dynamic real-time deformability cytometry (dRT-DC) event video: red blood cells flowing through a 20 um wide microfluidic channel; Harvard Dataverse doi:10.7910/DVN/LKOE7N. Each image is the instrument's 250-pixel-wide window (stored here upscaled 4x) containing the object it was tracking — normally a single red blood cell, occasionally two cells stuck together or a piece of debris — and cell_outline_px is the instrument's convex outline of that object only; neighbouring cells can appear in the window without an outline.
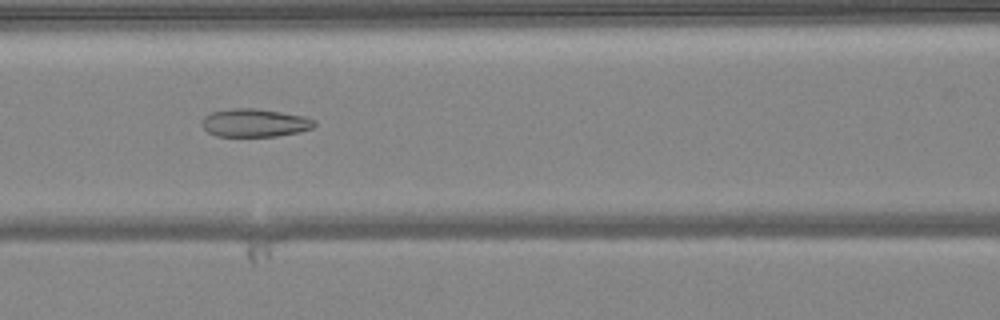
{"species": "common noctule bat (a hibernating species)", "species_latin": "Nyctalus noctula", "temperature_condition": "warm", "stored_images_in_passage": 50, "camera_frame_rate_fps": 3000, "um_per_image_px": 0.085, "animal": {"sex": "female", "body_mass_g": 24.6, "forearm_length_mm": 56.2}, "frame": {"image": 1, "passage_image": 22, "time_ms": 7.0, "image_size_px": [1000, 320], "cell_outline_px": [[316, 124], [312, 128], [300, 132], [276, 136], [216, 136], [208, 132], [200, 124], [200, 120], [204, 116], [212, 112], [232, 108], [256, 108], [304, 116], [316, 120]], "centroid_in_image_um": [21.63, 10.44], "position_along_channel_um": 145.0, "area_um2": 18.55}}
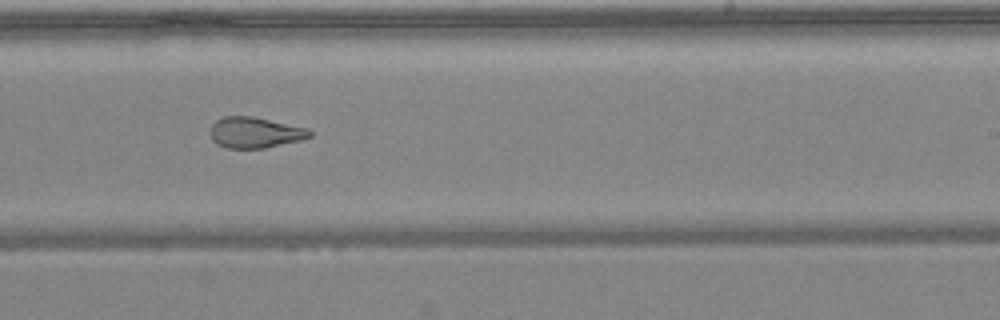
{"frame": {"image": 2, "passage_image": 31, "time_ms": 10.0, "image_size_px": [1000, 320], "cell_outline_px": [[312, 136], [300, 140], [264, 148], [228, 148], [216, 144], [212, 140], [208, 132], [212, 124], [216, 120], [224, 116], [252, 116], [308, 128], [312, 132]], "centroid_in_image_um": [21.64, 11.26], "position_along_channel_um": 267.4, "area_um2": 17.98}}
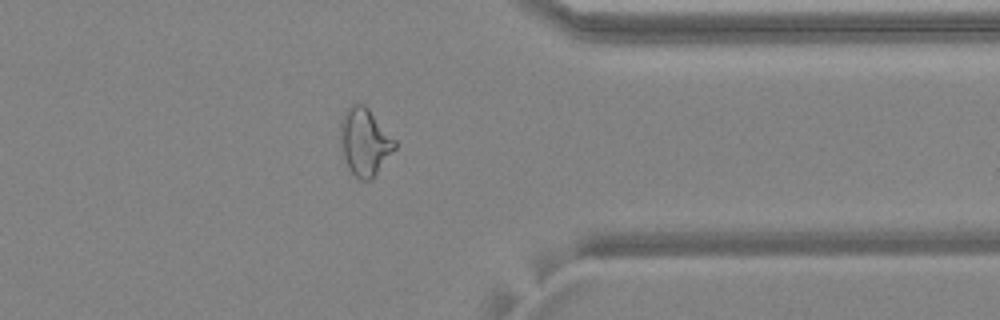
{"frame": {"image": 3, "passage_image": 40, "time_ms": 13.0, "image_size_px": [1000, 320], "cell_outline_px": [[396, 148], [372, 180], [360, 180], [348, 168], [344, 156], [340, 136], [340, 124], [344, 112], [352, 104], [364, 104], [368, 108], [396, 140]], "centroid_in_image_um": [31.02, 12.06], "position_along_channel_um": 380.4, "area_um2": 21.21}, "authors_computed_cell_mechanics": {"area_um2": 22.1085, "velocity_mm_per_s": 4.0965, "shape_relaxation_time_tau1_ms": null, "shape_relaxation_time_tau2_ms": 1.707, "deformation_change_tau1": null, "deformation_change_tau2": 0.1008}}